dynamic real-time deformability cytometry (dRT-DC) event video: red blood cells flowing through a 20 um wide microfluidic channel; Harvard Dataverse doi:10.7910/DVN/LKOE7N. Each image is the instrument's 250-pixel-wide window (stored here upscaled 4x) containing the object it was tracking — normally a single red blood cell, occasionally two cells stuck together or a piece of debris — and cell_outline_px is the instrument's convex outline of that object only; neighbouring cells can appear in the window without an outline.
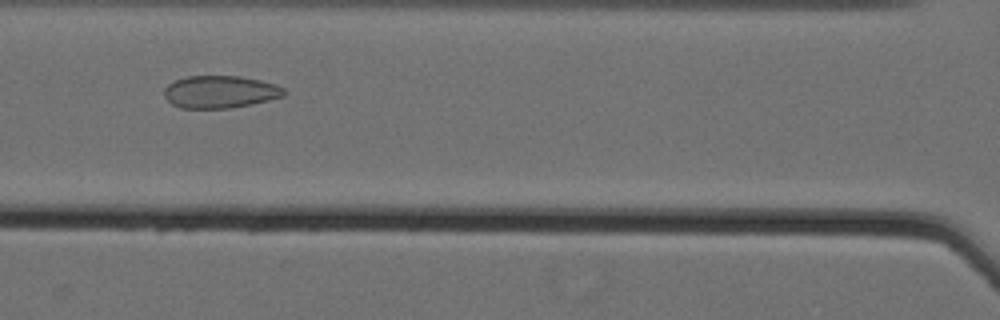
{"species": "Egyptian fruit bat (a non-hibernating species)", "species_latin": "Rousettus aegyptiacus", "temperature_condition": "cold", "stored_images_in_passage": 37, "camera_frame_rate_fps": 3000, "um_per_image_px": 0.085, "animal": {"sex": "female"}, "frame": {"image": 1, "passage_image": 12, "time_ms": 3.667, "image_size_px": [1000, 320], "cell_outline_px": [[288, 92], [284, 96], [252, 104], [232, 108], [180, 108], [172, 104], [164, 96], [164, 88], [168, 84], [176, 80], [188, 76], [240, 76], [260, 80], [276, 84], [284, 88]], "centroid_in_image_um": [18.73, 7.81], "position_along_channel_um": 147.9, "area_um2": 22.77}}
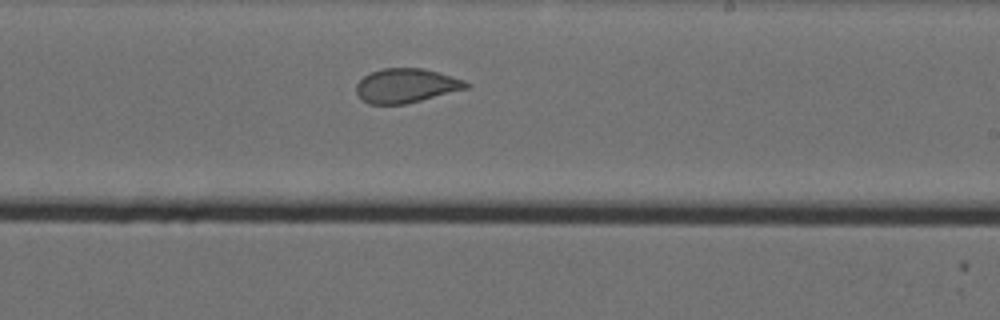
{"frame": {"image": 2, "passage_image": 21, "time_ms": 6.667, "image_size_px": [1000, 320], "cell_outline_px": [[472, 84], [468, 88], [404, 104], [368, 104], [360, 100], [356, 92], [356, 84], [364, 76], [372, 72], [384, 68], [420, 68], [436, 72], [464, 80]], "centroid_in_image_um": [34.48, 7.29], "position_along_channel_um": 254.5, "area_um2": 21.73}}
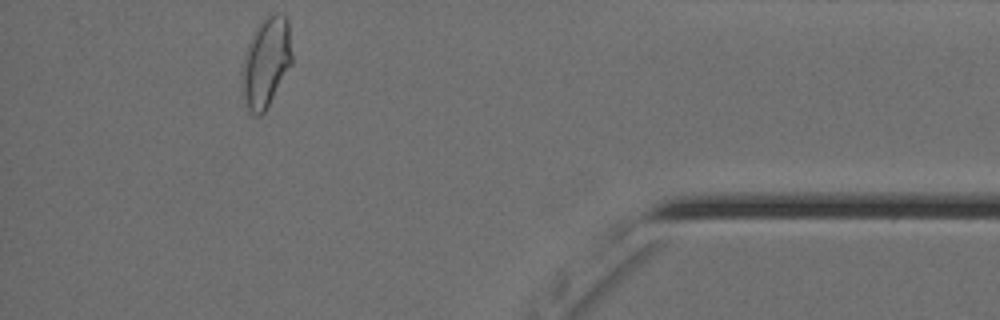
{"frame": {"image": 3, "passage_image": 37, "time_ms": 12.0, "image_size_px": [1000, 320], "cell_outline_px": [[292, 64], [268, 108], [260, 116], [256, 116], [244, 104], [244, 60], [248, 44], [260, 24], [268, 16], [276, 12], [280, 12], [288, 20], [292, 52]], "centroid_in_image_um": [22.68, 5.32], "position_along_channel_um": 412.5, "area_um2": 25.55}, "authors_computed_cell_mechanics": {"area_um2": 22.7732, "velocity_mm_per_s": 3.5627, "shape_relaxation_time_tau1_ms": null, "shape_relaxation_time_tau2_ms": 1.1226, "deformation_change_tau1": null, "deformation_change_tau2": 0.0791}}